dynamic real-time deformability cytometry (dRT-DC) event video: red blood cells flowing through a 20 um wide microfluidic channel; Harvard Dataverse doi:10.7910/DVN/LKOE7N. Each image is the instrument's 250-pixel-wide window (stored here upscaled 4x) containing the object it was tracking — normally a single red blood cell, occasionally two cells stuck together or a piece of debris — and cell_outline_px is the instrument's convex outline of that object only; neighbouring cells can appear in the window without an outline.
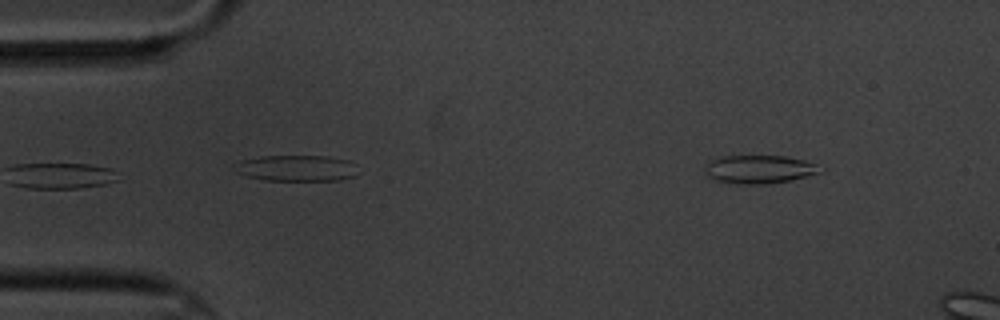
{"species": "common noctule bat (a hibernating species)", "species_latin": "Nyctalus noctula", "temperature_condition": "cold", "stored_images_in_passage": 3, "camera_frame_rate_fps": 3000, "um_per_image_px": 0.085, "animal": {"sex": "male", "body_mass_g": 20.1, "forearm_length_mm": 53.5}, "frame": {"image": 1, "passage_image": 1, "time_ms": 0.0, "image_size_px": [1000, 320], "cell_outline_px": [[820, 172], [792, 180], [764, 184], [736, 184], [712, 180], [704, 176], [704, 168], [708, 160], [724, 156], [788, 156], [804, 160], [812, 164]], "centroid_in_image_um": [64.38, 14.4], "position_along_channel_um": 20.6, "area_um2": 19.02}}